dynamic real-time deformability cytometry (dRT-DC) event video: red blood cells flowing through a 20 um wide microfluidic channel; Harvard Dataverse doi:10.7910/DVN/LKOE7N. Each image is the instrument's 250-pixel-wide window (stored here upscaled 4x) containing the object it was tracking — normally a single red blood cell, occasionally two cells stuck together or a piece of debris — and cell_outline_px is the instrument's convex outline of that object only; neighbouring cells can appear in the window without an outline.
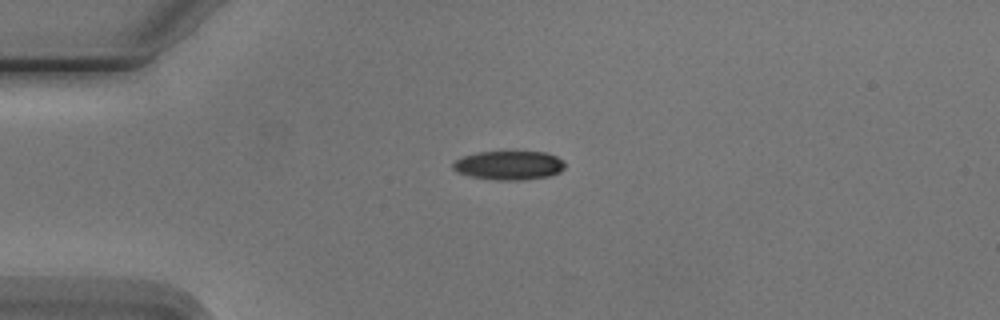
{"species": "Egyptian fruit bat (a non-hibernating species)", "species_latin": "Rousettus aegyptiacus", "temperature_condition": "cold", "stored_images_in_passage": 2, "camera_frame_rate_fps": 3000, "um_per_image_px": 0.085, "animal": {"sex": "male"}, "frame": {"image": 1, "passage_image": 1, "time_ms": 0.0, "image_size_px": [1000, 320], "cell_outline_px": [[564, 168], [560, 172], [552, 176], [524, 180], [496, 180], [468, 176], [456, 172], [452, 168], [452, 164], [456, 160], [464, 156], [476, 152], [544, 152], [556, 156], [564, 160]], "centroid_in_image_um": [43.27, 14.06], "position_along_channel_um": 41.7, "area_um2": 19.07}}